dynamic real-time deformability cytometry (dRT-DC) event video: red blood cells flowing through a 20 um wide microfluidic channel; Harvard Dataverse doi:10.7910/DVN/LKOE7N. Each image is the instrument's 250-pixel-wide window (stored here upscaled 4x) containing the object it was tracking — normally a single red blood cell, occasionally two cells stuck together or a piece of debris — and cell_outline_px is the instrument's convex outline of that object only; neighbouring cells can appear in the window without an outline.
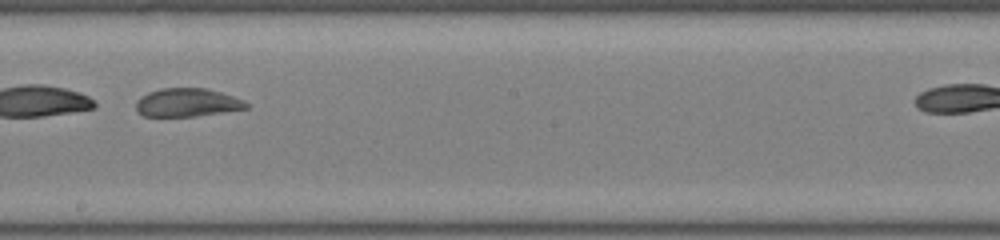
{"species": "common noctule bat (a hibernating species)", "species_latin": "Nyctalus noctula", "temperature_condition": "room temperature", "stored_images_in_passage": 32, "camera_frame_rate_fps": 3000, "um_per_image_px": 0.085, "animal": {"sex": "male", "body_mass_g": 19.0, "forearm_length_mm": 50.8}, "frame": {"image": 1, "passage_image": 19, "time_ms": 6.0, "image_size_px": [1000, 240], "cell_outline_px": [[248, 108], [224, 112], [196, 116], [144, 116], [136, 112], [136, 100], [140, 96], [148, 92], [160, 88], [204, 88], [220, 92], [244, 100], [248, 104]], "centroid_in_image_um": [15.87, 8.72], "position_along_channel_um": 232.3, "area_um2": 18.26}}